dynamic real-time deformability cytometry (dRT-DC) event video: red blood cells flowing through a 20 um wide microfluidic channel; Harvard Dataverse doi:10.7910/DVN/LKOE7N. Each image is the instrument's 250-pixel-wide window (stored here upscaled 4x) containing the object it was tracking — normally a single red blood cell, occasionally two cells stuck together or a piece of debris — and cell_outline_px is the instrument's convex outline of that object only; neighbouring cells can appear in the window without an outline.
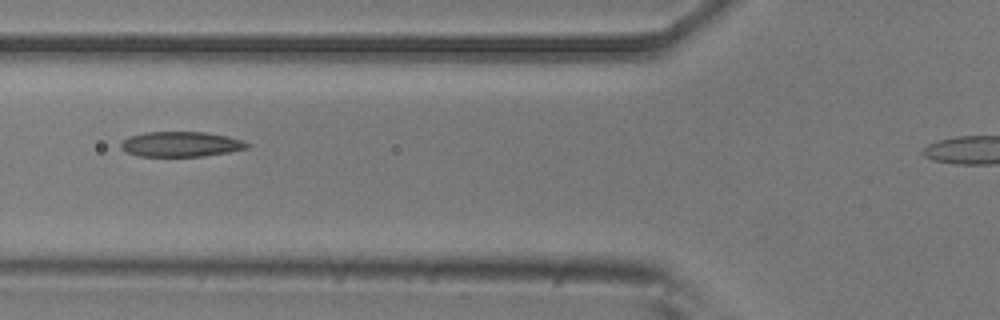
{"species": "common noctule bat (a hibernating species)", "species_latin": "Nyctalus noctula", "temperature_condition": "room temperature", "stored_images_in_passage": 10, "segment_of_instrument_passage": [1, 2], "camera_frame_rate_fps": 3000, "um_per_image_px": 0.085, "animal": {"sex": "male", "body_mass_g": 20.5, "forearm_length_mm": 52.5}, "frame": {"image": 1, "passage_image": 6, "time_ms": 1.667, "image_size_px": [1000, 320], "cell_outline_px": [[252, 144], [248, 148], [228, 152], [204, 156], [136, 156], [120, 148], [120, 144], [128, 136], [148, 132], [204, 132], [228, 136], [244, 140]], "centroid_in_image_um": [15.41, 12.25], "position_along_channel_um": 110.4, "area_um2": 18.55}}
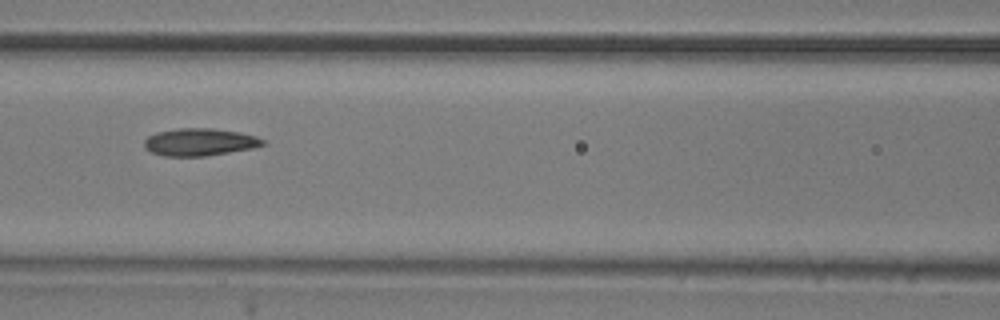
{"frame": {"image": 2, "passage_image": 7, "time_ms": 2.0, "image_size_px": [1000, 320], "cell_outline_px": [[268, 144], [252, 148], [204, 156], [164, 156], [152, 152], [144, 148], [144, 140], [148, 136], [156, 132], [180, 128], [212, 128], [240, 132], [256, 136], [264, 140]], "centroid_in_image_um": [16.97, 12.07], "position_along_channel_um": 149.6, "area_um2": 18.96}}
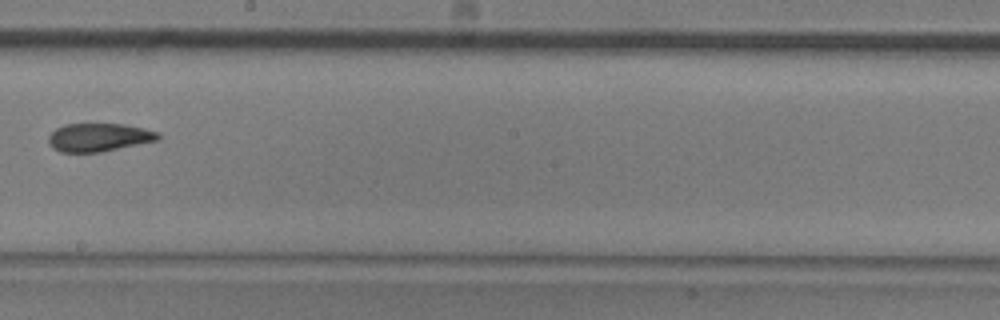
{"frame": {"image": 3, "passage_image": 9, "time_ms": 2.667, "image_size_px": [1000, 320], "cell_outline_px": [[160, 140], [100, 152], [60, 152], [52, 148], [48, 144], [48, 136], [56, 128], [64, 124], [124, 124], [144, 128], [160, 132]], "centroid_in_image_um": [8.41, 11.67], "position_along_channel_um": 239.8, "area_um2": 18.21}}